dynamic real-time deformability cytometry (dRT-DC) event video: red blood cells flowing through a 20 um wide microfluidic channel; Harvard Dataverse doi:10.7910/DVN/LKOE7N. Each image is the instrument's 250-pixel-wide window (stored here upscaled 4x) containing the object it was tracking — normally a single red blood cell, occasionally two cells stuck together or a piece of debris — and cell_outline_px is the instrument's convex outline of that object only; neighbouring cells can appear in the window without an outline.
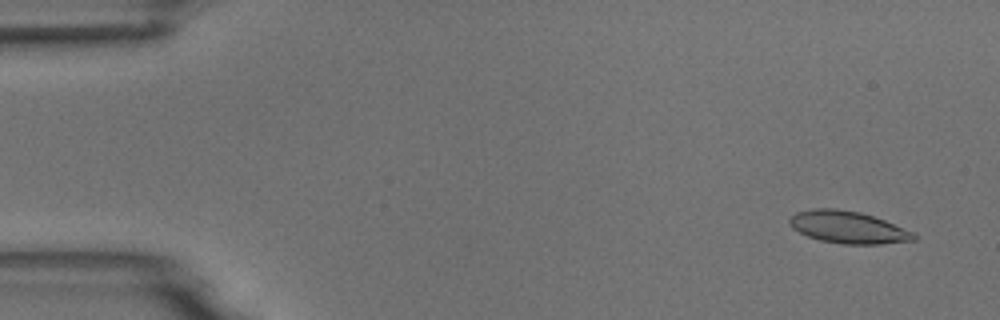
{"species": "common noctule bat (a hibernating species)", "species_latin": "Nyctalus noctula", "temperature_condition": "room temperature", "stored_images_in_passage": 4, "camera_frame_rate_fps": 3000, "um_per_image_px": 0.085, "animal": {"sex": "male", "body_mass_g": 18.8}, "frame": {"image": 1, "passage_image": 1, "time_ms": 0.0, "image_size_px": [1000, 320], "cell_outline_px": [[920, 236], [916, 240], [880, 244], [844, 244], [820, 240], [808, 236], [792, 228], [788, 224], [788, 220], [796, 212], [812, 208], [836, 208], [860, 212], [884, 220], [916, 232]], "centroid_in_image_um": [72.12, 19.31], "position_along_channel_um": 12.9, "area_um2": 23.52}}
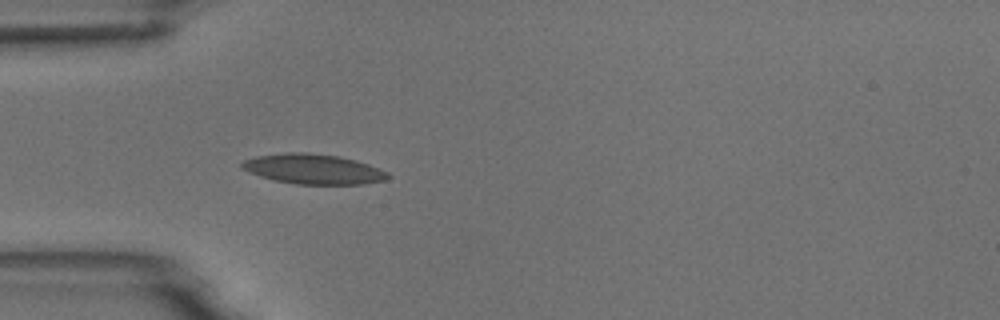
{"frame": {"image": 2, "passage_image": 4, "time_ms": 4.333, "image_size_px": [1000, 320], "cell_outline_px": [[392, 176], [384, 180], [360, 184], [296, 184], [276, 180], [260, 176], [248, 172], [240, 168], [240, 164], [244, 160], [256, 156], [284, 152], [308, 152], [340, 156], [356, 160], [368, 164], [388, 172]], "centroid_in_image_um": [26.61, 14.36], "position_along_channel_um": 58.4, "area_um2": 25.61}}